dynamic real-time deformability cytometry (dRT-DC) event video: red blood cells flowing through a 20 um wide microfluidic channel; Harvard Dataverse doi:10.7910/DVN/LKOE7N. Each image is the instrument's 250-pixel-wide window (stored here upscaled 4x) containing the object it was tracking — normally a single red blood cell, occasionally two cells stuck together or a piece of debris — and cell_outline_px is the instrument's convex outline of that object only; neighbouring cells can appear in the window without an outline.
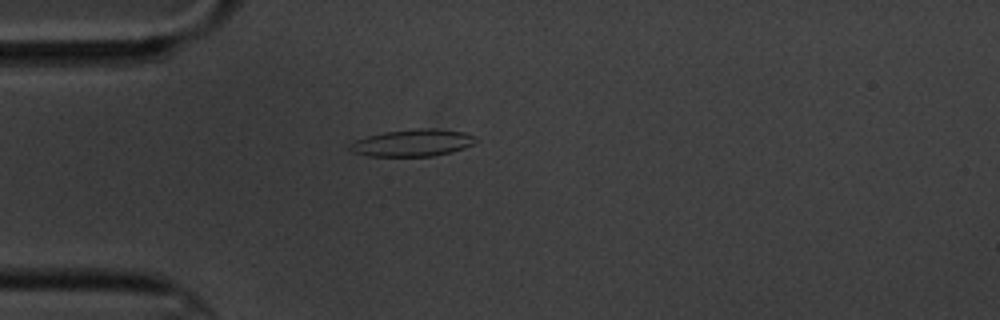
{"species": "common noctule bat (a hibernating species)", "species_latin": "Nyctalus noctula", "temperature_condition": "cold", "stored_images_in_passage": 8, "camera_frame_rate_fps": 3000, "um_per_image_px": 0.085, "animal": {"sex": "male", "body_mass_g": 20.1, "forearm_length_mm": 53.5}, "frame": {"image": 1, "passage_image": 5, "time_ms": 5.0, "image_size_px": [1000, 320], "cell_outline_px": [[476, 140], [472, 144], [464, 148], [452, 152], [432, 156], [368, 156], [352, 152], [348, 148], [356, 140], [368, 136], [384, 132], [416, 128], [432, 128], [464, 132], [476, 136]], "centroid_in_image_um": [35.09, 12.14], "position_along_channel_um": 49.9, "area_um2": 19.77}}
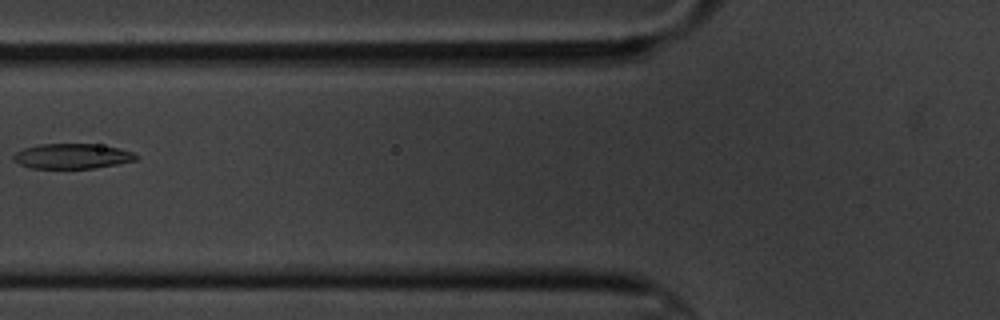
{"frame": {"image": 2, "passage_image": 7, "time_ms": 7.333, "image_size_px": [1000, 320], "cell_outline_px": [[140, 156], [136, 160], [116, 164], [92, 168], [32, 168], [20, 164], [12, 160], [12, 156], [16, 152], [24, 148], [40, 144], [92, 144], [116, 148], [132, 152]], "centroid_in_image_um": [6.1, 13.27], "position_along_channel_um": 119.7, "area_um2": 17.69}}
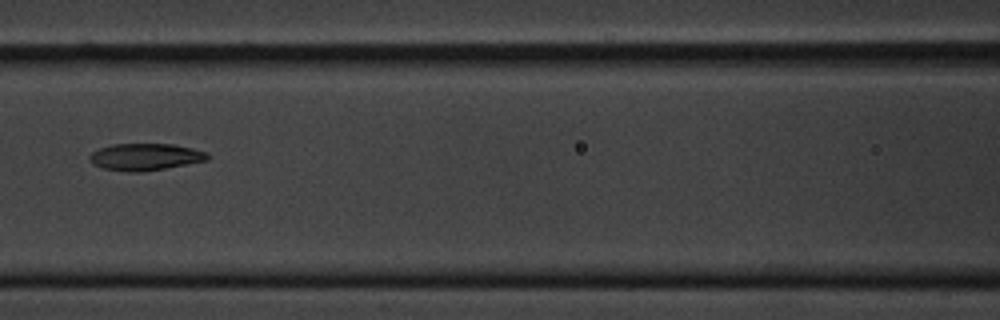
{"frame": {"image": 3, "passage_image": 8, "time_ms": 8.333, "image_size_px": [1000, 320], "cell_outline_px": [[208, 160], [164, 168], [140, 172], [128, 172], [104, 168], [92, 164], [88, 160], [88, 156], [92, 152], [100, 148], [112, 144], [172, 144], [192, 148], [208, 152]], "centroid_in_image_um": [12.31, 13.33], "position_along_channel_um": 154.3, "area_um2": 18.44}}